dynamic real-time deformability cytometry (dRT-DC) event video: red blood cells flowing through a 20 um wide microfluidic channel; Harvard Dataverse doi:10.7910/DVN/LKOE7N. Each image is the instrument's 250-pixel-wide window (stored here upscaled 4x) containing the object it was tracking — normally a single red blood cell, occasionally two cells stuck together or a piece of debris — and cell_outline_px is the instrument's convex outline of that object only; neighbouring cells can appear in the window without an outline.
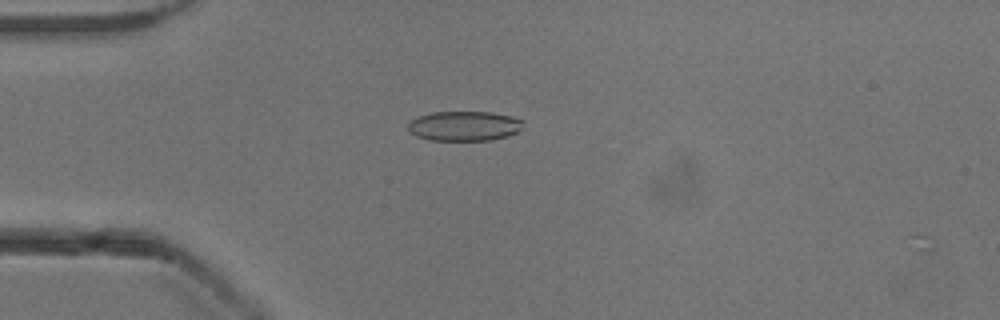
{"species": "common noctule bat (a hibernating species)", "species_latin": "Nyctalus noctula", "temperature_condition": "cold", "stored_images_in_passage": 17, "camera_frame_rate_fps": 3000, "um_per_image_px": 0.085, "animal": {"sex": "male", "body_mass_g": 13.3}, "frame": {"image": 1, "passage_image": 2, "time_ms": 0.333, "image_size_px": [1000, 320], "cell_outline_px": [[524, 120], [520, 128], [516, 132], [508, 136], [492, 140], [428, 140], [416, 136], [408, 132], [408, 124], [412, 120], [420, 116], [432, 112], [492, 112], [512, 116]], "centroid_in_image_um": [39.45, 10.71], "position_along_channel_um": 45.5, "area_um2": 20.0}}
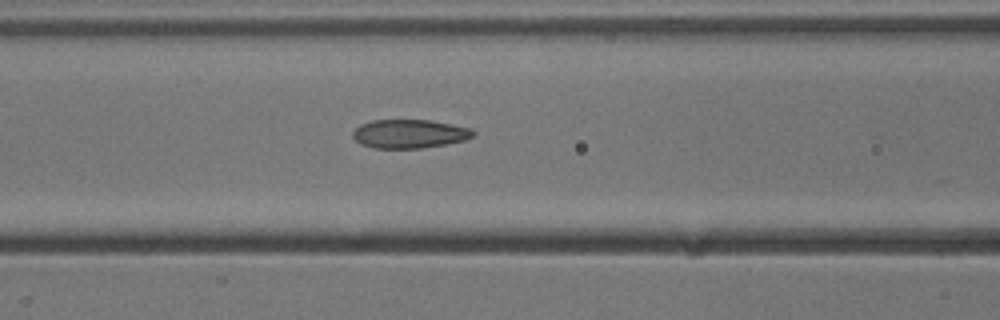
{"frame": {"image": 2, "passage_image": 10, "time_ms": 3.0, "image_size_px": [1000, 320], "cell_outline_px": [[476, 132], [472, 136], [464, 140], [448, 144], [424, 148], [372, 148], [360, 144], [352, 136], [352, 132], [360, 124], [372, 120], [428, 120], [452, 124], [472, 128]], "centroid_in_image_um": [34.8, 11.38], "position_along_channel_um": 131.8, "area_um2": 20.29}}
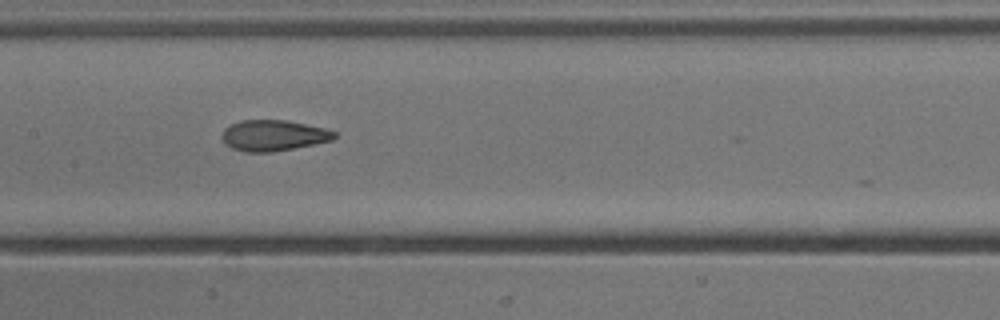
{"frame": {"image": 3, "passage_image": 14, "time_ms": 4.333, "image_size_px": [1000, 320], "cell_outline_px": [[336, 136], [332, 140], [316, 144], [272, 152], [244, 152], [232, 148], [224, 144], [220, 136], [224, 128], [240, 120], [288, 120], [324, 128], [336, 132]], "centroid_in_image_um": [23.21, 11.52], "position_along_channel_um": 184.2, "area_um2": 20.4}}